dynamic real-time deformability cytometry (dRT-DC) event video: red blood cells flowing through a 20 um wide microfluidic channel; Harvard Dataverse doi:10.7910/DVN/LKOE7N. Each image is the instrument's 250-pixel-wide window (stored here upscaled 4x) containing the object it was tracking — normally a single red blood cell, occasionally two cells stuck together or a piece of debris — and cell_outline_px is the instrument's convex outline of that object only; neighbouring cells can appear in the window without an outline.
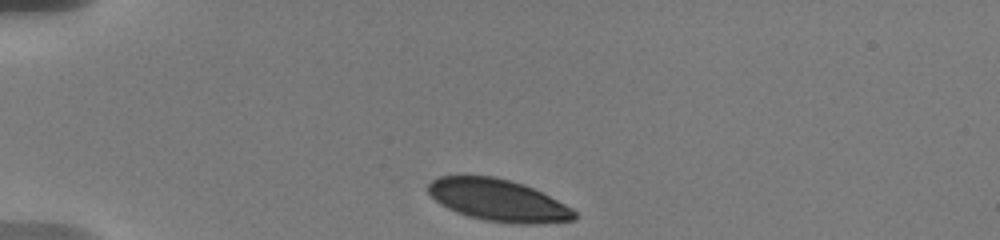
{"species": "human", "species_latin": "Homo sapiens", "temperature_condition": "warm", "stored_images_in_passage": 5, "camera_frame_rate_fps": 3000, "um_per_image_px": 0.085, "donor": {"sex": "male"}, "frame": {"image": 1, "passage_image": 1, "time_ms": 0.0, "image_size_px": [1000, 240], "cell_outline_px": [[576, 220], [536, 224], [512, 224], [484, 220], [468, 216], [456, 212], [440, 204], [428, 192], [428, 184], [432, 180], [440, 176], [492, 176], [524, 184], [572, 208], [576, 212]], "centroid_in_image_um": [42.35, 17.04], "position_along_channel_um": 42.7, "area_um2": 35.55}}
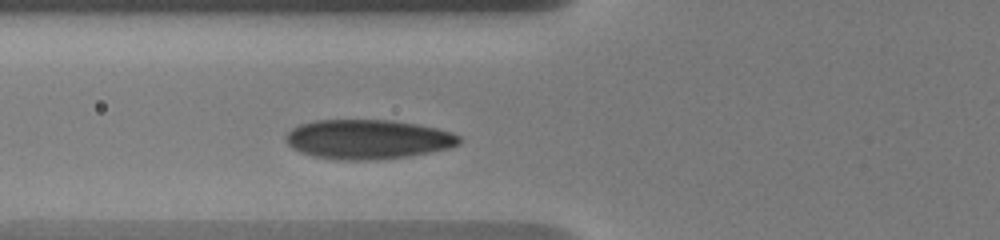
{"frame": {"image": 2, "passage_image": 5, "time_ms": 2.667, "image_size_px": [1000, 240], "cell_outline_px": [[460, 144], [448, 148], [408, 156], [376, 160], [340, 160], [312, 156], [300, 152], [292, 148], [284, 140], [284, 136], [292, 128], [300, 124], [316, 120], [392, 120], [416, 124], [436, 128], [452, 132], [460, 136]], "centroid_in_image_um": [31.23, 11.84], "position_along_channel_um": 94.6, "area_um2": 40.0}}